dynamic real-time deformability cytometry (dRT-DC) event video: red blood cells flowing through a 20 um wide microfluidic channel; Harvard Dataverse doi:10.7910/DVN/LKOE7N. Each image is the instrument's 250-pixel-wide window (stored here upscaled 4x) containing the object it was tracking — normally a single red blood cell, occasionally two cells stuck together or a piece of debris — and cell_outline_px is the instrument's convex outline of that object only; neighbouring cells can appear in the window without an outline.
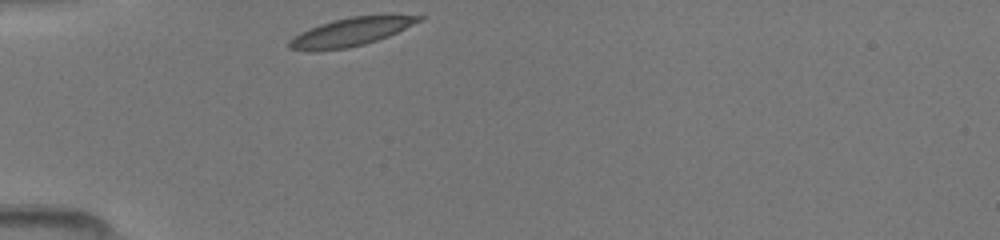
{"species": "common noctule bat (a hibernating species)", "species_latin": "Nyctalus noctula", "temperature_condition": "room temperature", "stored_images_in_passage": 29, "camera_frame_rate_fps": 3000, "um_per_image_px": 0.085, "animal": {"sex": "female", "body_mass_g": 19.5, "forearm_length_mm": 54.1}, "frame": {"image": 1, "passage_image": 1, "time_ms": 0.0, "image_size_px": [1000, 240], "cell_outline_px": [[424, 20], [388, 36], [364, 44], [348, 48], [316, 52], [312, 52], [288, 48], [288, 40], [292, 36], [300, 32], [320, 24], [348, 16], [384, 12], [392, 12], [424, 16]], "centroid_in_image_um": [29.9, 2.66], "position_along_channel_um": 55.1, "area_um2": 22.54}}
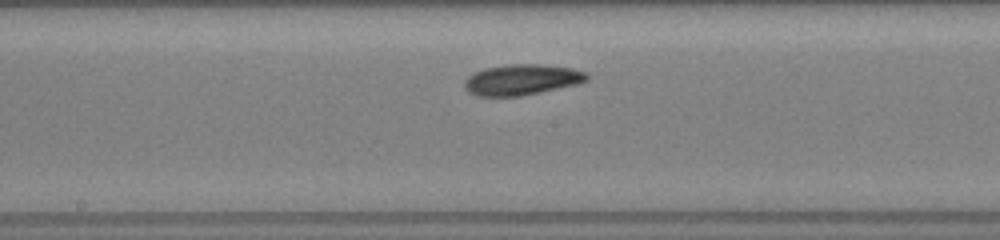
{"frame": {"image": 2, "passage_image": 13, "time_ms": 4.0, "image_size_px": [1000, 240], "cell_outline_px": [[588, 80], [576, 84], [520, 96], [476, 96], [468, 92], [464, 88], [464, 80], [472, 72], [484, 68], [508, 64], [540, 64], [572, 68], [588, 72]], "centroid_in_image_um": [44.31, 6.76], "position_along_channel_um": 203.9, "area_um2": 22.02}}
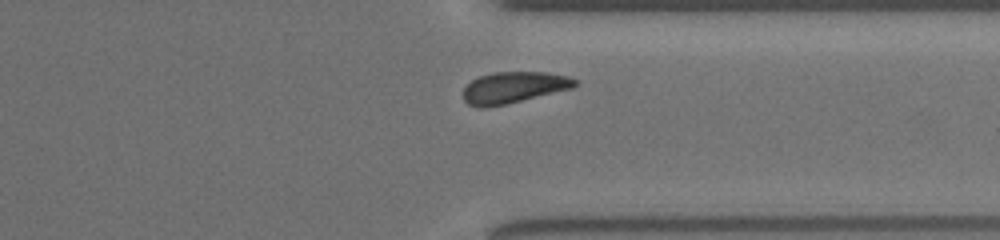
{"frame": {"image": 3, "passage_image": 25, "time_ms": 8.0, "image_size_px": [1000, 240], "cell_outline_px": [[580, 84], [572, 88], [504, 104], [480, 108], [468, 104], [464, 100], [464, 88], [472, 80], [480, 76], [492, 72], [548, 72], [568, 76], [580, 80]], "centroid_in_image_um": [43.71, 7.41], "position_along_channel_um": 367.7, "area_um2": 20.29}}